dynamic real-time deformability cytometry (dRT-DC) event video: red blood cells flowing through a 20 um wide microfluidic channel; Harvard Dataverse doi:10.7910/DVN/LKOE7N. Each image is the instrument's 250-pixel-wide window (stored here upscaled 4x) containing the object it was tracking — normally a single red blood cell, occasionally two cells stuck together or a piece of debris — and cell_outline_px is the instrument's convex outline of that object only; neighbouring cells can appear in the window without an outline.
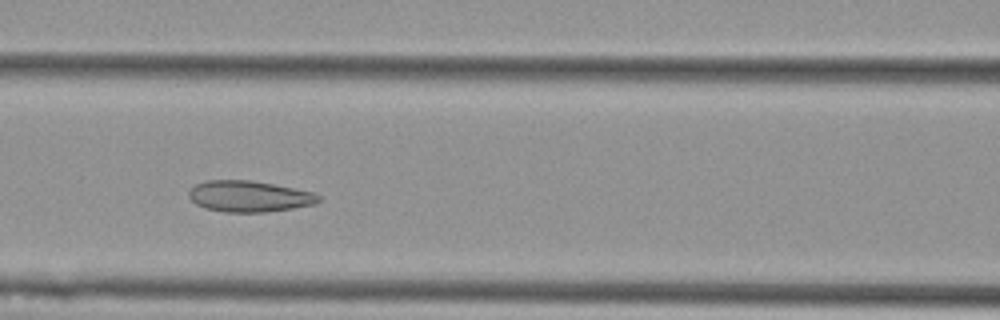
{"species": "Egyptian fruit bat (a non-hibernating species)", "species_latin": "Rousettus aegyptiacus", "temperature_condition": "cold", "stored_images_in_passage": 4, "camera_frame_rate_fps": 3000, "um_per_image_px": 0.085, "animal": {"sex": "female"}, "frame": {"image": 1, "passage_image": 4, "time_ms": 1.0, "image_size_px": [1000, 320], "cell_outline_px": [[320, 200], [316, 204], [292, 208], [264, 212], [224, 212], [208, 208], [196, 204], [188, 196], [188, 192], [196, 184], [208, 180], [248, 180], [272, 184], [312, 192], [320, 196]], "centroid_in_image_um": [21.17, 16.69], "position_along_channel_um": 145.4, "area_um2": 23.24}}